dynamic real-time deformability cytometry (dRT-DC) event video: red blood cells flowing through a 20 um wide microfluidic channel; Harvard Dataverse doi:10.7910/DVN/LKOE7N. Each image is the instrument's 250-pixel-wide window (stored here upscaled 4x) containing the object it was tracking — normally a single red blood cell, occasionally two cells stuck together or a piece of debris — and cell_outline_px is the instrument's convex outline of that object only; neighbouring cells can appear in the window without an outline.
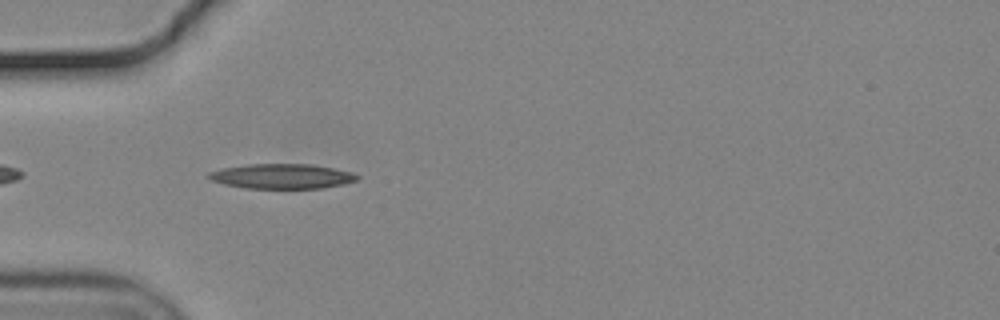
{"species": "common noctule bat (a hibernating species)", "species_latin": "Nyctalus noctula", "temperature_condition": "cold", "stored_images_in_passage": 6, "camera_frame_rate_fps": 3000, "um_per_image_px": 0.085, "animal": {"sex": "male", "body_mass_g": 19.2, "forearm_length_mm": 51.8}, "frame": {"image": 1, "passage_image": 3, "time_ms": 0.667, "image_size_px": [1000, 320], "cell_outline_px": [[360, 176], [356, 180], [344, 184], [320, 188], [244, 188], [224, 184], [212, 180], [204, 176], [208, 172], [224, 168], [248, 164], [312, 164], [352, 172]], "centroid_in_image_um": [23.94, 14.98], "position_along_channel_um": 61.1, "area_um2": 21.44}}